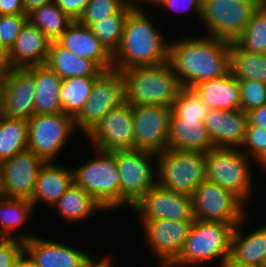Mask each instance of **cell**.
I'll return each mask as SVG.
<instances>
[{"label":"cell","mask_w":266,"mask_h":267,"mask_svg":"<svg viewBox=\"0 0 266 267\" xmlns=\"http://www.w3.org/2000/svg\"><path fill=\"white\" fill-rule=\"evenodd\" d=\"M249 123L257 125L266 130V104L260 108L247 112Z\"/></svg>","instance_id":"bcb514c9"},{"label":"cell","mask_w":266,"mask_h":267,"mask_svg":"<svg viewBox=\"0 0 266 267\" xmlns=\"http://www.w3.org/2000/svg\"><path fill=\"white\" fill-rule=\"evenodd\" d=\"M127 2L128 0H89L77 22L90 26L96 21L116 14Z\"/></svg>","instance_id":"74e56055"},{"label":"cell","mask_w":266,"mask_h":267,"mask_svg":"<svg viewBox=\"0 0 266 267\" xmlns=\"http://www.w3.org/2000/svg\"><path fill=\"white\" fill-rule=\"evenodd\" d=\"M233 43L245 52L266 53V9L262 5Z\"/></svg>","instance_id":"d590c367"},{"label":"cell","mask_w":266,"mask_h":267,"mask_svg":"<svg viewBox=\"0 0 266 267\" xmlns=\"http://www.w3.org/2000/svg\"><path fill=\"white\" fill-rule=\"evenodd\" d=\"M192 200L196 220L230 223L235 227L249 215L238 196L208 180L198 185Z\"/></svg>","instance_id":"7c38bea8"},{"label":"cell","mask_w":266,"mask_h":267,"mask_svg":"<svg viewBox=\"0 0 266 267\" xmlns=\"http://www.w3.org/2000/svg\"><path fill=\"white\" fill-rule=\"evenodd\" d=\"M157 184L169 191L193 196L206 177V153L167 148L156 158Z\"/></svg>","instance_id":"52a82bcc"},{"label":"cell","mask_w":266,"mask_h":267,"mask_svg":"<svg viewBox=\"0 0 266 267\" xmlns=\"http://www.w3.org/2000/svg\"><path fill=\"white\" fill-rule=\"evenodd\" d=\"M34 236L24 241V252L37 267H83L90 254L65 243Z\"/></svg>","instance_id":"d6986e66"},{"label":"cell","mask_w":266,"mask_h":267,"mask_svg":"<svg viewBox=\"0 0 266 267\" xmlns=\"http://www.w3.org/2000/svg\"><path fill=\"white\" fill-rule=\"evenodd\" d=\"M27 20L50 41H56L74 22L54 1L29 11Z\"/></svg>","instance_id":"4dcf8cb0"},{"label":"cell","mask_w":266,"mask_h":267,"mask_svg":"<svg viewBox=\"0 0 266 267\" xmlns=\"http://www.w3.org/2000/svg\"><path fill=\"white\" fill-rule=\"evenodd\" d=\"M97 78L70 77L62 79L59 99L64 114L74 118L80 112L86 100L90 97Z\"/></svg>","instance_id":"836d02e7"},{"label":"cell","mask_w":266,"mask_h":267,"mask_svg":"<svg viewBox=\"0 0 266 267\" xmlns=\"http://www.w3.org/2000/svg\"><path fill=\"white\" fill-rule=\"evenodd\" d=\"M44 163L29 149L0 162L3 197L30 199Z\"/></svg>","instance_id":"ac0fdd59"},{"label":"cell","mask_w":266,"mask_h":267,"mask_svg":"<svg viewBox=\"0 0 266 267\" xmlns=\"http://www.w3.org/2000/svg\"><path fill=\"white\" fill-rule=\"evenodd\" d=\"M125 103L124 78L120 71L103 72L94 82L91 95L73 118L75 128L86 135L111 109Z\"/></svg>","instance_id":"8fae6325"},{"label":"cell","mask_w":266,"mask_h":267,"mask_svg":"<svg viewBox=\"0 0 266 267\" xmlns=\"http://www.w3.org/2000/svg\"><path fill=\"white\" fill-rule=\"evenodd\" d=\"M150 16L143 8L134 7L129 12L120 45L112 55L114 70L157 65L168 60L169 41Z\"/></svg>","instance_id":"7a4b0ae2"},{"label":"cell","mask_w":266,"mask_h":267,"mask_svg":"<svg viewBox=\"0 0 266 267\" xmlns=\"http://www.w3.org/2000/svg\"><path fill=\"white\" fill-rule=\"evenodd\" d=\"M14 267H37L32 259L24 252Z\"/></svg>","instance_id":"f907efd6"},{"label":"cell","mask_w":266,"mask_h":267,"mask_svg":"<svg viewBox=\"0 0 266 267\" xmlns=\"http://www.w3.org/2000/svg\"><path fill=\"white\" fill-rule=\"evenodd\" d=\"M255 165L259 166V169L266 173V149L264 152L255 160ZM262 167V168H261Z\"/></svg>","instance_id":"f5cc1de1"},{"label":"cell","mask_w":266,"mask_h":267,"mask_svg":"<svg viewBox=\"0 0 266 267\" xmlns=\"http://www.w3.org/2000/svg\"><path fill=\"white\" fill-rule=\"evenodd\" d=\"M3 197V190H2V171L0 168V198Z\"/></svg>","instance_id":"6f0895ef"},{"label":"cell","mask_w":266,"mask_h":267,"mask_svg":"<svg viewBox=\"0 0 266 267\" xmlns=\"http://www.w3.org/2000/svg\"><path fill=\"white\" fill-rule=\"evenodd\" d=\"M202 36V37H201ZM231 42L206 35L169 40L168 61L182 87L220 78L230 72Z\"/></svg>","instance_id":"6da1fadb"},{"label":"cell","mask_w":266,"mask_h":267,"mask_svg":"<svg viewBox=\"0 0 266 267\" xmlns=\"http://www.w3.org/2000/svg\"><path fill=\"white\" fill-rule=\"evenodd\" d=\"M161 0H131L132 4L136 7V8H144L145 5L149 4V6H154V8L152 9H155V6L160 2ZM140 4V5H139ZM145 4V5H144ZM143 5V6H141Z\"/></svg>","instance_id":"816d5d0a"},{"label":"cell","mask_w":266,"mask_h":267,"mask_svg":"<svg viewBox=\"0 0 266 267\" xmlns=\"http://www.w3.org/2000/svg\"><path fill=\"white\" fill-rule=\"evenodd\" d=\"M204 122L185 118L169 120L168 148L180 151H201L207 153L213 148Z\"/></svg>","instance_id":"484cf974"},{"label":"cell","mask_w":266,"mask_h":267,"mask_svg":"<svg viewBox=\"0 0 266 267\" xmlns=\"http://www.w3.org/2000/svg\"><path fill=\"white\" fill-rule=\"evenodd\" d=\"M8 50L9 49L2 43L1 34H0V61L5 60Z\"/></svg>","instance_id":"db71d44e"},{"label":"cell","mask_w":266,"mask_h":267,"mask_svg":"<svg viewBox=\"0 0 266 267\" xmlns=\"http://www.w3.org/2000/svg\"><path fill=\"white\" fill-rule=\"evenodd\" d=\"M241 95V110L245 113L266 104V84L254 80H238Z\"/></svg>","instance_id":"f35d334b"},{"label":"cell","mask_w":266,"mask_h":267,"mask_svg":"<svg viewBox=\"0 0 266 267\" xmlns=\"http://www.w3.org/2000/svg\"><path fill=\"white\" fill-rule=\"evenodd\" d=\"M45 65L61 79L70 77H99L103 73L94 62L75 55L62 47L57 41H51Z\"/></svg>","instance_id":"f1b7e54d"},{"label":"cell","mask_w":266,"mask_h":267,"mask_svg":"<svg viewBox=\"0 0 266 267\" xmlns=\"http://www.w3.org/2000/svg\"><path fill=\"white\" fill-rule=\"evenodd\" d=\"M35 82V114L62 112L59 99L62 79L47 65L25 67Z\"/></svg>","instance_id":"4316f807"},{"label":"cell","mask_w":266,"mask_h":267,"mask_svg":"<svg viewBox=\"0 0 266 267\" xmlns=\"http://www.w3.org/2000/svg\"><path fill=\"white\" fill-rule=\"evenodd\" d=\"M201 101L210 109L234 111L241 109L239 81L231 72L193 87Z\"/></svg>","instance_id":"d4e9b609"},{"label":"cell","mask_w":266,"mask_h":267,"mask_svg":"<svg viewBox=\"0 0 266 267\" xmlns=\"http://www.w3.org/2000/svg\"><path fill=\"white\" fill-rule=\"evenodd\" d=\"M24 253V241L0 238V267H14Z\"/></svg>","instance_id":"b9f144b4"},{"label":"cell","mask_w":266,"mask_h":267,"mask_svg":"<svg viewBox=\"0 0 266 267\" xmlns=\"http://www.w3.org/2000/svg\"><path fill=\"white\" fill-rule=\"evenodd\" d=\"M51 208L68 224H78L89 220L93 218L96 212L98 214L106 213L104 208L90 194L74 182Z\"/></svg>","instance_id":"83f0119b"},{"label":"cell","mask_w":266,"mask_h":267,"mask_svg":"<svg viewBox=\"0 0 266 267\" xmlns=\"http://www.w3.org/2000/svg\"><path fill=\"white\" fill-rule=\"evenodd\" d=\"M111 153L115 156L120 179V208L130 206L131 209L157 184V155L134 149L115 150Z\"/></svg>","instance_id":"9c48e42d"},{"label":"cell","mask_w":266,"mask_h":267,"mask_svg":"<svg viewBox=\"0 0 266 267\" xmlns=\"http://www.w3.org/2000/svg\"><path fill=\"white\" fill-rule=\"evenodd\" d=\"M155 7L161 10H167L166 12H188L190 11L192 15L197 17V21H200L202 13V0H161ZM196 14V15H195Z\"/></svg>","instance_id":"7bdbcfd3"},{"label":"cell","mask_w":266,"mask_h":267,"mask_svg":"<svg viewBox=\"0 0 266 267\" xmlns=\"http://www.w3.org/2000/svg\"><path fill=\"white\" fill-rule=\"evenodd\" d=\"M56 41L75 55L94 62L103 72L113 69L112 55L89 26L74 21Z\"/></svg>","instance_id":"7402d4cb"},{"label":"cell","mask_w":266,"mask_h":267,"mask_svg":"<svg viewBox=\"0 0 266 267\" xmlns=\"http://www.w3.org/2000/svg\"><path fill=\"white\" fill-rule=\"evenodd\" d=\"M27 130V149L45 162H55L71 135L78 132L73 117L63 112L34 114L27 121Z\"/></svg>","instance_id":"30bf717a"},{"label":"cell","mask_w":266,"mask_h":267,"mask_svg":"<svg viewBox=\"0 0 266 267\" xmlns=\"http://www.w3.org/2000/svg\"><path fill=\"white\" fill-rule=\"evenodd\" d=\"M248 124V114L241 109H211L204 120L214 147L240 148L246 138Z\"/></svg>","instance_id":"44dd1931"},{"label":"cell","mask_w":266,"mask_h":267,"mask_svg":"<svg viewBox=\"0 0 266 267\" xmlns=\"http://www.w3.org/2000/svg\"><path fill=\"white\" fill-rule=\"evenodd\" d=\"M89 0H54V3L73 21H77L82 15Z\"/></svg>","instance_id":"ee69618b"},{"label":"cell","mask_w":266,"mask_h":267,"mask_svg":"<svg viewBox=\"0 0 266 267\" xmlns=\"http://www.w3.org/2000/svg\"><path fill=\"white\" fill-rule=\"evenodd\" d=\"M73 182L72 167H67L65 163H58L57 160L45 162L38 173L33 193L29 199L33 208L35 209V205L42 203L51 209Z\"/></svg>","instance_id":"603a6c76"},{"label":"cell","mask_w":266,"mask_h":267,"mask_svg":"<svg viewBox=\"0 0 266 267\" xmlns=\"http://www.w3.org/2000/svg\"><path fill=\"white\" fill-rule=\"evenodd\" d=\"M261 5L266 9V0H261Z\"/></svg>","instance_id":"680465c9"},{"label":"cell","mask_w":266,"mask_h":267,"mask_svg":"<svg viewBox=\"0 0 266 267\" xmlns=\"http://www.w3.org/2000/svg\"><path fill=\"white\" fill-rule=\"evenodd\" d=\"M134 7L132 2L128 1L116 14L96 21L89 26L111 55L116 52L120 45L126 18Z\"/></svg>","instance_id":"d6a6232c"},{"label":"cell","mask_w":266,"mask_h":267,"mask_svg":"<svg viewBox=\"0 0 266 267\" xmlns=\"http://www.w3.org/2000/svg\"><path fill=\"white\" fill-rule=\"evenodd\" d=\"M131 210L140 223L147 219L195 220L191 196L163 189L158 184L149 189Z\"/></svg>","instance_id":"2e32d148"},{"label":"cell","mask_w":266,"mask_h":267,"mask_svg":"<svg viewBox=\"0 0 266 267\" xmlns=\"http://www.w3.org/2000/svg\"><path fill=\"white\" fill-rule=\"evenodd\" d=\"M211 109L205 105L193 88L182 87L171 107L175 118H185L204 122Z\"/></svg>","instance_id":"8d00e7d4"},{"label":"cell","mask_w":266,"mask_h":267,"mask_svg":"<svg viewBox=\"0 0 266 267\" xmlns=\"http://www.w3.org/2000/svg\"><path fill=\"white\" fill-rule=\"evenodd\" d=\"M94 157L73 167L74 183L111 214L120 208V179L115 156L92 148Z\"/></svg>","instance_id":"8992f818"},{"label":"cell","mask_w":266,"mask_h":267,"mask_svg":"<svg viewBox=\"0 0 266 267\" xmlns=\"http://www.w3.org/2000/svg\"><path fill=\"white\" fill-rule=\"evenodd\" d=\"M0 15H27L23 0H0Z\"/></svg>","instance_id":"f6af8a7d"},{"label":"cell","mask_w":266,"mask_h":267,"mask_svg":"<svg viewBox=\"0 0 266 267\" xmlns=\"http://www.w3.org/2000/svg\"><path fill=\"white\" fill-rule=\"evenodd\" d=\"M261 267H266V258L264 259V261H263Z\"/></svg>","instance_id":"91938a15"},{"label":"cell","mask_w":266,"mask_h":267,"mask_svg":"<svg viewBox=\"0 0 266 267\" xmlns=\"http://www.w3.org/2000/svg\"><path fill=\"white\" fill-rule=\"evenodd\" d=\"M253 162L241 148L213 147L206 153L207 180L234 193L247 205L255 194Z\"/></svg>","instance_id":"277c9868"},{"label":"cell","mask_w":266,"mask_h":267,"mask_svg":"<svg viewBox=\"0 0 266 267\" xmlns=\"http://www.w3.org/2000/svg\"><path fill=\"white\" fill-rule=\"evenodd\" d=\"M230 72L237 80L266 84V53L245 52L231 42Z\"/></svg>","instance_id":"1f68e13d"},{"label":"cell","mask_w":266,"mask_h":267,"mask_svg":"<svg viewBox=\"0 0 266 267\" xmlns=\"http://www.w3.org/2000/svg\"><path fill=\"white\" fill-rule=\"evenodd\" d=\"M35 82L25 68H6L2 80L0 113L28 121L35 114Z\"/></svg>","instance_id":"e0dca14e"},{"label":"cell","mask_w":266,"mask_h":267,"mask_svg":"<svg viewBox=\"0 0 266 267\" xmlns=\"http://www.w3.org/2000/svg\"><path fill=\"white\" fill-rule=\"evenodd\" d=\"M134 150L155 155L168 148L170 107L161 105L132 106Z\"/></svg>","instance_id":"9a60e30c"},{"label":"cell","mask_w":266,"mask_h":267,"mask_svg":"<svg viewBox=\"0 0 266 267\" xmlns=\"http://www.w3.org/2000/svg\"><path fill=\"white\" fill-rule=\"evenodd\" d=\"M120 72L124 78L125 102L131 106L161 105L171 108L182 88L168 60Z\"/></svg>","instance_id":"3957f363"},{"label":"cell","mask_w":266,"mask_h":267,"mask_svg":"<svg viewBox=\"0 0 266 267\" xmlns=\"http://www.w3.org/2000/svg\"><path fill=\"white\" fill-rule=\"evenodd\" d=\"M110 254H105V256H102L103 258L101 259H95L92 255L85 261L83 267H114L116 265H113V260L112 255L109 256Z\"/></svg>","instance_id":"7dc6e473"},{"label":"cell","mask_w":266,"mask_h":267,"mask_svg":"<svg viewBox=\"0 0 266 267\" xmlns=\"http://www.w3.org/2000/svg\"><path fill=\"white\" fill-rule=\"evenodd\" d=\"M248 216L238 223L231 238L230 256L238 262L261 267L266 258V224L245 231Z\"/></svg>","instance_id":"cb8c5ba5"},{"label":"cell","mask_w":266,"mask_h":267,"mask_svg":"<svg viewBox=\"0 0 266 267\" xmlns=\"http://www.w3.org/2000/svg\"><path fill=\"white\" fill-rule=\"evenodd\" d=\"M27 15H0V34L2 43L10 49L18 38Z\"/></svg>","instance_id":"60d3db41"},{"label":"cell","mask_w":266,"mask_h":267,"mask_svg":"<svg viewBox=\"0 0 266 267\" xmlns=\"http://www.w3.org/2000/svg\"><path fill=\"white\" fill-rule=\"evenodd\" d=\"M34 208L29 199L0 198V238H11L27 241L35 234L24 233L17 230L31 219ZM31 214V216H30ZM16 231V232H15Z\"/></svg>","instance_id":"f546056e"},{"label":"cell","mask_w":266,"mask_h":267,"mask_svg":"<svg viewBox=\"0 0 266 267\" xmlns=\"http://www.w3.org/2000/svg\"><path fill=\"white\" fill-rule=\"evenodd\" d=\"M27 121L0 113V162L27 149Z\"/></svg>","instance_id":"e575fe53"},{"label":"cell","mask_w":266,"mask_h":267,"mask_svg":"<svg viewBox=\"0 0 266 267\" xmlns=\"http://www.w3.org/2000/svg\"><path fill=\"white\" fill-rule=\"evenodd\" d=\"M54 0H23V6L26 14L36 7L53 2Z\"/></svg>","instance_id":"681fc988"},{"label":"cell","mask_w":266,"mask_h":267,"mask_svg":"<svg viewBox=\"0 0 266 267\" xmlns=\"http://www.w3.org/2000/svg\"><path fill=\"white\" fill-rule=\"evenodd\" d=\"M240 148L246 156L255 161L266 149V130L249 123L246 138Z\"/></svg>","instance_id":"ab89813d"},{"label":"cell","mask_w":266,"mask_h":267,"mask_svg":"<svg viewBox=\"0 0 266 267\" xmlns=\"http://www.w3.org/2000/svg\"><path fill=\"white\" fill-rule=\"evenodd\" d=\"M158 267H175L174 265H173V263H157L156 264Z\"/></svg>","instance_id":"9f6ffc18"},{"label":"cell","mask_w":266,"mask_h":267,"mask_svg":"<svg viewBox=\"0 0 266 267\" xmlns=\"http://www.w3.org/2000/svg\"><path fill=\"white\" fill-rule=\"evenodd\" d=\"M90 148L105 152L134 149L133 109L128 103L111 109L85 135Z\"/></svg>","instance_id":"4fadbf2b"},{"label":"cell","mask_w":266,"mask_h":267,"mask_svg":"<svg viewBox=\"0 0 266 267\" xmlns=\"http://www.w3.org/2000/svg\"><path fill=\"white\" fill-rule=\"evenodd\" d=\"M50 44L51 41L27 20L18 38L8 50L3 63L6 68L44 65L48 58Z\"/></svg>","instance_id":"ffe728a7"},{"label":"cell","mask_w":266,"mask_h":267,"mask_svg":"<svg viewBox=\"0 0 266 267\" xmlns=\"http://www.w3.org/2000/svg\"><path fill=\"white\" fill-rule=\"evenodd\" d=\"M234 226L230 223L194 220L175 267H197L209 262L219 264L230 255Z\"/></svg>","instance_id":"5b68a950"},{"label":"cell","mask_w":266,"mask_h":267,"mask_svg":"<svg viewBox=\"0 0 266 267\" xmlns=\"http://www.w3.org/2000/svg\"><path fill=\"white\" fill-rule=\"evenodd\" d=\"M5 69H6V66L4 65L3 61H0V98H1L2 80H3Z\"/></svg>","instance_id":"11a10c76"},{"label":"cell","mask_w":266,"mask_h":267,"mask_svg":"<svg viewBox=\"0 0 266 267\" xmlns=\"http://www.w3.org/2000/svg\"><path fill=\"white\" fill-rule=\"evenodd\" d=\"M260 5L261 0H202L203 35L234 42Z\"/></svg>","instance_id":"ba28073f"},{"label":"cell","mask_w":266,"mask_h":267,"mask_svg":"<svg viewBox=\"0 0 266 267\" xmlns=\"http://www.w3.org/2000/svg\"><path fill=\"white\" fill-rule=\"evenodd\" d=\"M194 220L147 219L141 223L151 255L159 263H174L182 251Z\"/></svg>","instance_id":"5bb4252c"},{"label":"cell","mask_w":266,"mask_h":267,"mask_svg":"<svg viewBox=\"0 0 266 267\" xmlns=\"http://www.w3.org/2000/svg\"><path fill=\"white\" fill-rule=\"evenodd\" d=\"M219 267H259L256 265H251V264H245L236 261L233 259L230 255L225 257L219 264H217Z\"/></svg>","instance_id":"c3c4849f"}]
</instances>
